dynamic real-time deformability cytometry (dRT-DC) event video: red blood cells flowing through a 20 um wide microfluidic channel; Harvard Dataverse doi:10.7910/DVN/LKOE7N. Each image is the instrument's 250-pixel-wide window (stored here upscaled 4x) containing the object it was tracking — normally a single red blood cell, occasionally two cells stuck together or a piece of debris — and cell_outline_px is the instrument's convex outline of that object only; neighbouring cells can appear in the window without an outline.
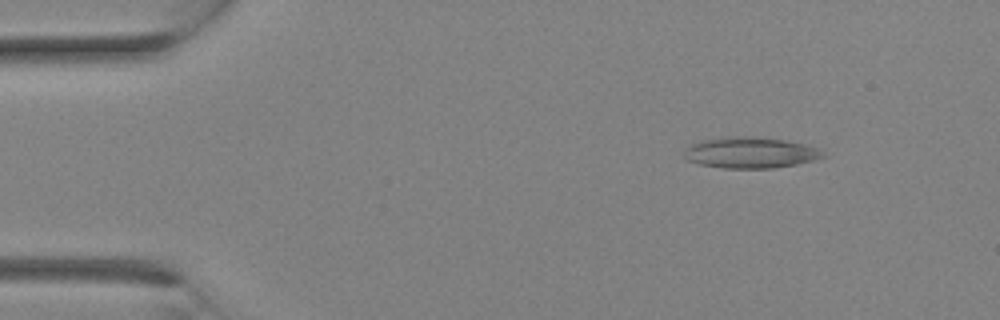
{"species": "Egyptian fruit bat (a non-hibernating species)", "species_latin": "Rousettus aegyptiacus", "temperature_condition": "room temperature", "stored_images_in_passage": 12, "camera_frame_rate_fps": 3000, "um_per_image_px": 0.085, "animal": {"sex": "female"}, "frame": {"image": 1, "passage_image": 2, "time_ms": 0.333, "image_size_px": [1000, 320], "cell_outline_px": [[828, 156], [816, 160], [796, 164], [772, 168], [720, 168], [700, 164], [688, 160], [684, 156], [684, 152], [692, 144], [700, 140], [732, 136], [764, 136], [788, 140], [820, 148]], "centroid_in_image_um": [63.85, 12.96], "position_along_channel_um": 21.1, "area_um2": 25.49}}
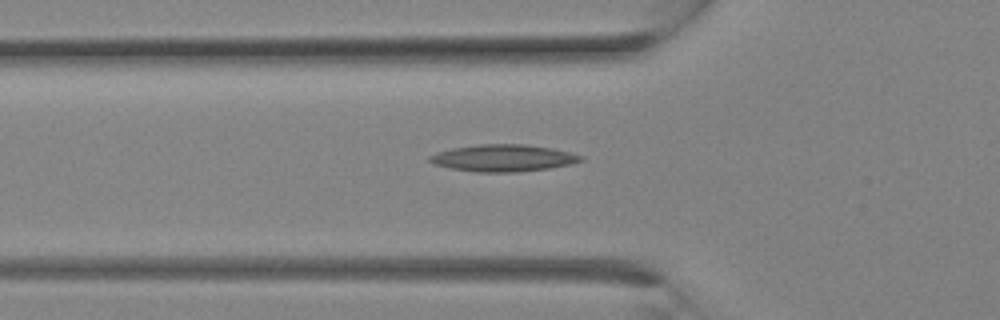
{"frame": {"image": 2, "passage_image": 8, "time_ms": 2.333, "image_size_px": [1000, 320], "cell_outline_px": [[584, 160], [572, 164], [548, 168], [516, 172], [476, 172], [452, 168], [432, 164], [428, 160], [428, 156], [436, 152], [452, 148], [480, 144], [524, 144], [552, 148], [584, 156]], "centroid_in_image_um": [42.76, 13.43], "position_along_channel_um": 83.0, "area_um2": 23.76}}
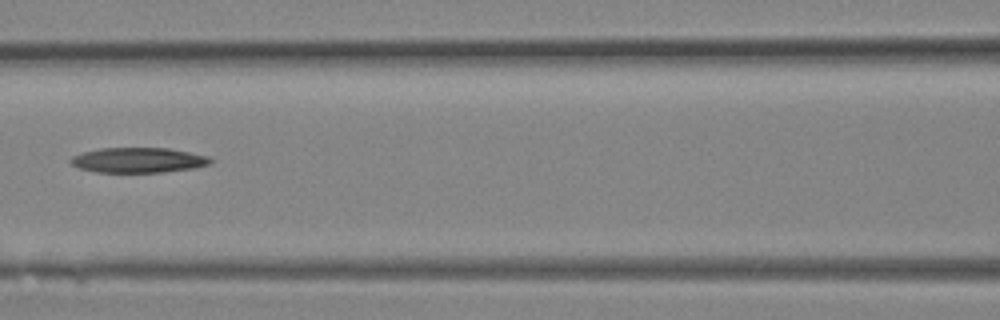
{"frame": {"image": 3, "passage_image": 11, "time_ms": 3.333, "image_size_px": [1000, 320], "cell_outline_px": [[212, 164], [196, 168], [164, 172], [96, 172], [80, 168], [72, 164], [68, 160], [72, 156], [84, 152], [100, 148], [168, 148], [208, 156], [212, 160]], "centroid_in_image_um": [11.78, 13.61], "position_along_channel_um": 154.8, "area_um2": 20.46}}